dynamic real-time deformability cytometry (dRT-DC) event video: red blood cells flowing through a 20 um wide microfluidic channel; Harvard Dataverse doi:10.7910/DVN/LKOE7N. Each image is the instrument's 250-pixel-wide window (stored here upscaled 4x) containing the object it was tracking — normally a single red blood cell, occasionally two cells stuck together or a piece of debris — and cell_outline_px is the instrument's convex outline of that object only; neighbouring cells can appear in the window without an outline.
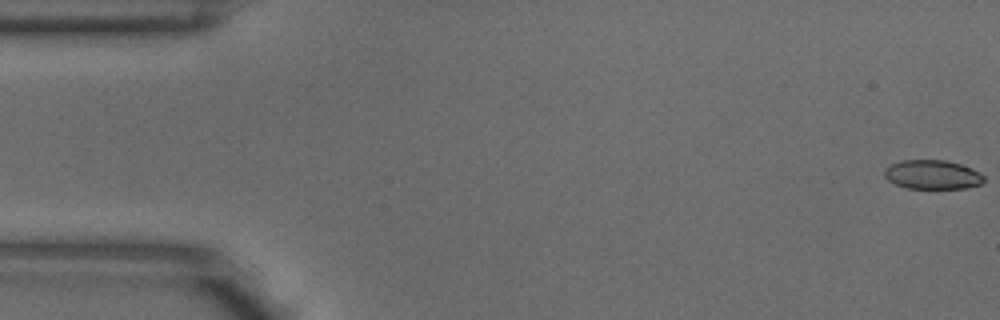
{"species": "common noctule bat (a hibernating species)", "species_latin": "Nyctalus noctula", "temperature_condition": "warm", "stored_images_in_passage": 4, "camera_frame_rate_fps": 3000, "um_per_image_px": 0.085, "animal": {"sex": "male", "body_mass_g": 18.8}, "frame": {"image": 1, "passage_image": 1, "time_ms": 0.0, "image_size_px": [1000, 320], "cell_outline_px": [[984, 180], [980, 184], [964, 188], [908, 188], [896, 184], [888, 180], [884, 176], [884, 168], [900, 160], [944, 160], [960, 164], [972, 168], [980, 172], [984, 176]], "centroid_in_image_um": [79.25, 14.83], "position_along_channel_um": 5.8, "area_um2": 16.82}}